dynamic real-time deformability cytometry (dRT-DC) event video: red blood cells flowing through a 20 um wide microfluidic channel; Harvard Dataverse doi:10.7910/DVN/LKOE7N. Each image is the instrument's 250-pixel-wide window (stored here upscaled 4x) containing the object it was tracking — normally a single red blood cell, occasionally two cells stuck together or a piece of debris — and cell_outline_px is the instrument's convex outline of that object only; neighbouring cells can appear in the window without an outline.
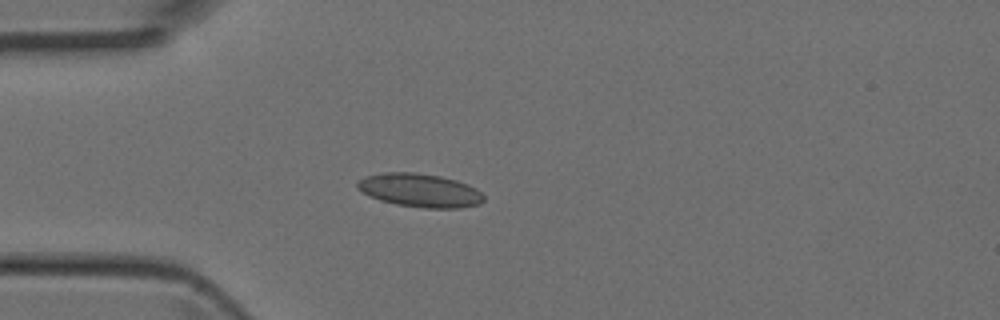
{"species": "Egyptian fruit bat (a non-hibernating species)", "species_latin": "Rousettus aegyptiacus", "temperature_condition": "room temperature", "stored_images_in_passage": 2, "camera_frame_rate_fps": 3000, "um_per_image_px": 0.085, "animal": {"sex": "female"}, "frame": {"image": 1, "passage_image": 2, "time_ms": 0.333, "image_size_px": [1000, 320], "cell_outline_px": [[484, 200], [480, 204], [460, 208], [424, 208], [396, 204], [380, 200], [368, 196], [356, 188], [356, 184], [364, 176], [380, 172], [416, 172], [440, 176], [456, 180], [468, 184], [476, 188], [484, 196]], "centroid_in_image_um": [35.67, 16.17], "position_along_channel_um": 49.3, "area_um2": 24.91}}